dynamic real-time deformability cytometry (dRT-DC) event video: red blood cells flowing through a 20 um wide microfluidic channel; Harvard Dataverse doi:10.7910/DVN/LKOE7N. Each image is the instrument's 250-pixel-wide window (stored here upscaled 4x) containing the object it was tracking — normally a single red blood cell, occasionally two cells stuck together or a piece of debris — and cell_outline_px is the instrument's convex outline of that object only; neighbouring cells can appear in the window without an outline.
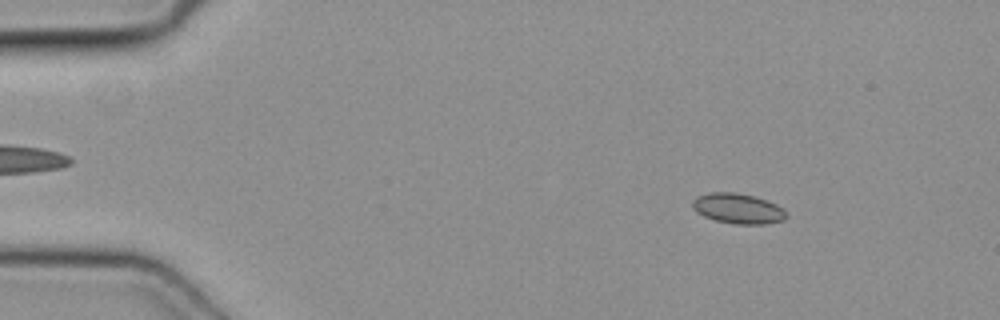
{"species": "common noctule bat (a hibernating species)", "species_latin": "Nyctalus noctula", "temperature_condition": "cold", "stored_images_in_passage": 51, "segment_of_instrument_passage": [1, 2], "camera_frame_rate_fps": 3000, "um_per_image_px": 0.085, "animal": {"sex": "female", "body_mass_g": 19.3, "forearm_length_mm": 54.1}, "frame": {"image": 1, "passage_image": 7, "time_ms": 2.0, "image_size_px": [1000, 320], "cell_outline_px": [[788, 216], [784, 220], [764, 224], [732, 224], [716, 220], [704, 216], [696, 212], [692, 208], [692, 200], [696, 196], [712, 192], [736, 192], [752, 196], [776, 204]], "centroid_in_image_um": [62.67, 17.73], "position_along_channel_um": 22.3, "area_um2": 16.42}}
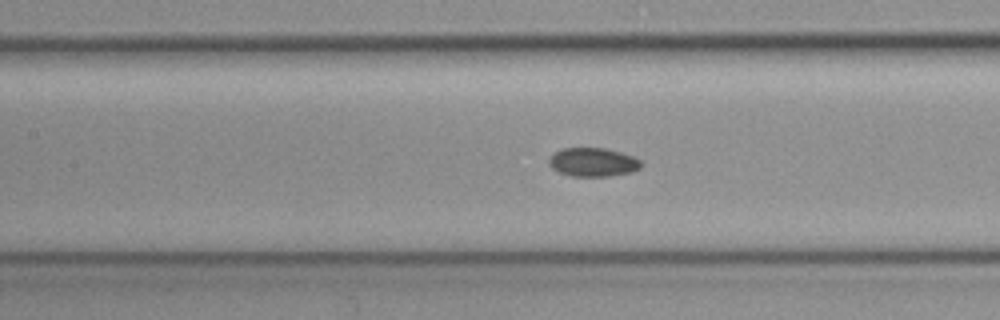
{"frame": {"image": 2, "passage_image": 23, "time_ms": 7.333, "image_size_px": [1000, 320], "cell_outline_px": [[644, 164], [640, 168], [632, 172], [608, 176], [572, 176], [560, 172], [552, 168], [548, 164], [548, 160], [556, 152], [564, 148], [604, 148], [636, 156]], "centroid_in_image_um": [50.46, 13.78], "position_along_channel_um": 156.9, "area_um2": 15.43}}
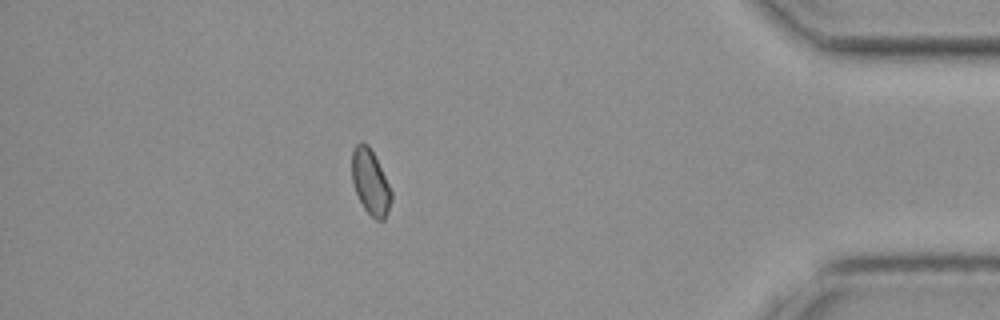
{"frame": {"image": 3, "passage_image": 44, "time_ms": 14.333, "image_size_px": [1000, 320], "cell_outline_px": [[392, 200], [388, 212], [384, 220], [376, 220], [364, 208], [356, 192], [352, 180], [352, 148], [360, 140], [368, 144], [392, 192]], "centroid_in_image_um": [31.47, 15.47], "position_along_channel_um": 403.7, "area_um2": 14.74}}